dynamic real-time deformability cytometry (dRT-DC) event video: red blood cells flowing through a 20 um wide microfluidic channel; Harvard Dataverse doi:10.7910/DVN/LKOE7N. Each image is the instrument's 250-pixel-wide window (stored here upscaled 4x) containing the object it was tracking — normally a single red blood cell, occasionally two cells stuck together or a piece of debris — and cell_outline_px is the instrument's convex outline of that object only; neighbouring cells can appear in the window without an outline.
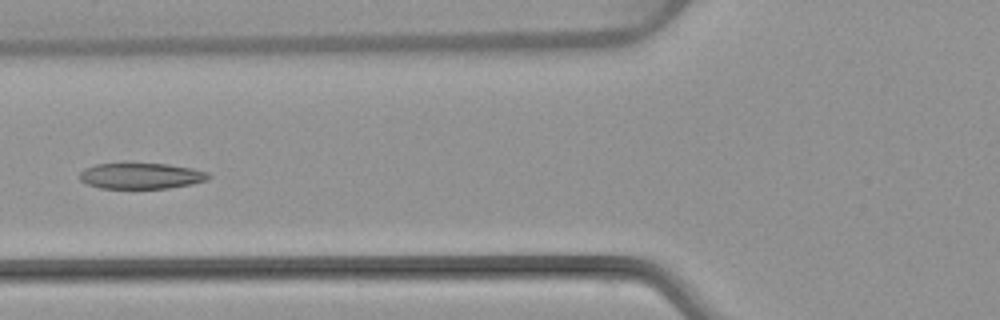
{"species": "common noctule bat (a hibernating species)", "species_latin": "Nyctalus noctula", "temperature_condition": "warm", "stored_images_in_passage": 6, "camera_frame_rate_fps": 3000, "um_per_image_px": 0.085, "animal": {"sex": "female", "body_mass_g": 22.7, "forearm_length_mm": 54.2}, "frame": {"image": 1, "passage_image": 6, "time_ms": 6.0, "image_size_px": [1000, 320], "cell_outline_px": [[212, 176], [208, 180], [192, 184], [168, 188], [100, 188], [88, 184], [80, 180], [80, 172], [84, 168], [96, 164], [124, 160], [168, 164], [192, 168], [208, 172]], "centroid_in_image_um": [11.97, 14.9], "position_along_channel_um": 113.8, "area_um2": 20.4}}